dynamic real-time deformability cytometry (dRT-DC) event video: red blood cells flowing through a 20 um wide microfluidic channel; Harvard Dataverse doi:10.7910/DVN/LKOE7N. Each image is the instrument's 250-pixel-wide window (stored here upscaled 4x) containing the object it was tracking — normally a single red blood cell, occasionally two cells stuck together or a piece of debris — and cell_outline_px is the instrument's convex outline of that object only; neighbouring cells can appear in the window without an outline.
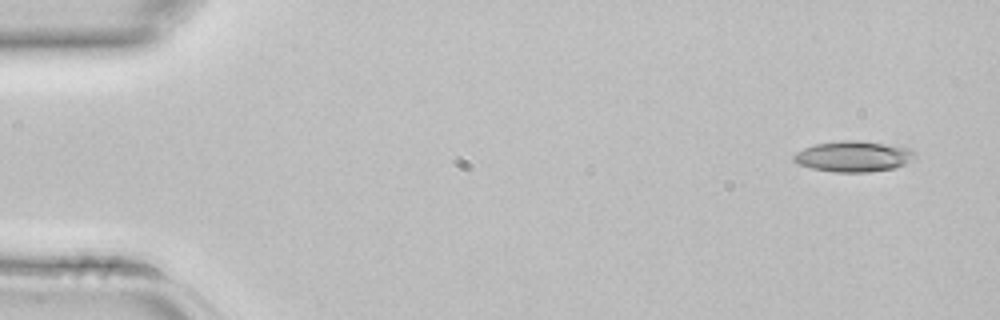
{"species": "common noctule bat (a hibernating species)", "species_latin": "Nyctalus noctula", "temperature_condition": "room temperature", "stored_images_in_passage": 5, "segment_of_instrument_passage": [1, 2], "camera_frame_rate_fps": 3000, "um_per_image_px": 0.085, "animal": {"sex": "female", "body_mass_g": 22.7, "forearm_length_mm": 54.2}, "frame": {"image": 1, "passage_image": 1, "time_ms": 0.0, "image_size_px": [1000, 320], "cell_outline_px": [[916, 156], [904, 164], [892, 168], [868, 172], [832, 172], [812, 168], [800, 164], [792, 160], [792, 156], [796, 152], [804, 148], [816, 144], [844, 140], [860, 140], [912, 148], [916, 152]], "centroid_in_image_um": [72.55, 13.29], "position_along_channel_um": 12.5, "area_um2": 21.68}}